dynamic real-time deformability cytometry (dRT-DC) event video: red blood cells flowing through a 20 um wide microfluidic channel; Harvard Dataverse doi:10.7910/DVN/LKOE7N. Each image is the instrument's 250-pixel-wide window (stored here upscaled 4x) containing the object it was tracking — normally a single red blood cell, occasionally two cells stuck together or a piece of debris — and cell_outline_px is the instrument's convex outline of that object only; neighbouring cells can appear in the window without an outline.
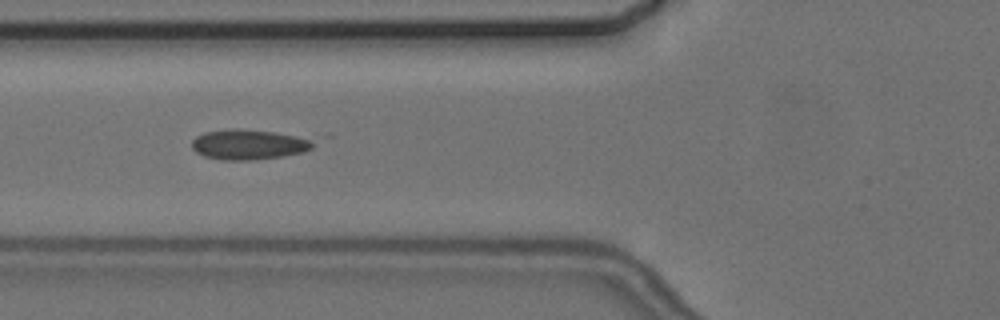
{"species": "common noctule bat (a hibernating species)", "species_latin": "Nyctalus noctula", "temperature_condition": "cold", "stored_images_in_passage": 8, "camera_frame_rate_fps": 3000, "um_per_image_px": 0.085, "animal": {"sex": "female", "body_mass_g": 24.6, "forearm_length_mm": 56.2}, "frame": {"image": 1, "passage_image": 5, "time_ms": 5.667, "image_size_px": [1000, 320], "cell_outline_px": [[332, 136], [312, 148], [304, 152], [280, 156], [252, 160], [224, 160], [204, 156], [196, 152], [192, 148], [192, 140], [196, 136], [204, 132], [232, 128], [240, 128]], "centroid_in_image_um": [21.5, 12.22], "position_along_channel_um": 104.3, "area_um2": 23.12}}
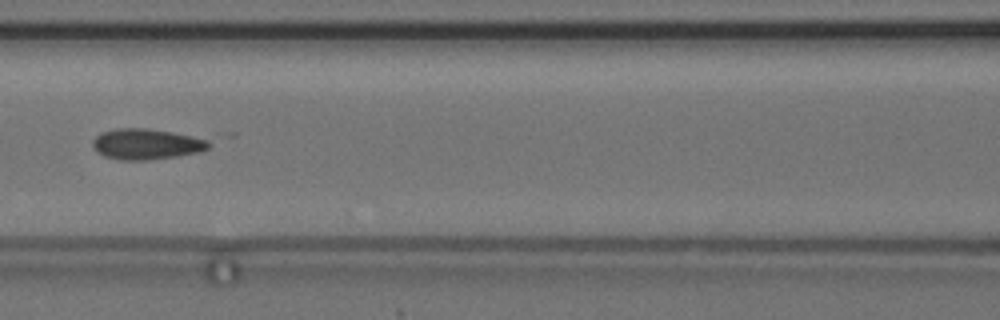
{"frame": {"image": 2, "passage_image": 6, "time_ms": 7.0, "image_size_px": [1000, 320], "cell_outline_px": [[220, 136], [208, 148], [200, 152], [176, 156], [148, 160], [120, 160], [104, 156], [96, 152], [92, 144], [92, 140], [100, 132], [116, 128], [144, 128], [216, 132]], "centroid_in_image_um": [12.84, 12.16], "position_along_channel_um": 153.8, "area_um2": 23.18}}